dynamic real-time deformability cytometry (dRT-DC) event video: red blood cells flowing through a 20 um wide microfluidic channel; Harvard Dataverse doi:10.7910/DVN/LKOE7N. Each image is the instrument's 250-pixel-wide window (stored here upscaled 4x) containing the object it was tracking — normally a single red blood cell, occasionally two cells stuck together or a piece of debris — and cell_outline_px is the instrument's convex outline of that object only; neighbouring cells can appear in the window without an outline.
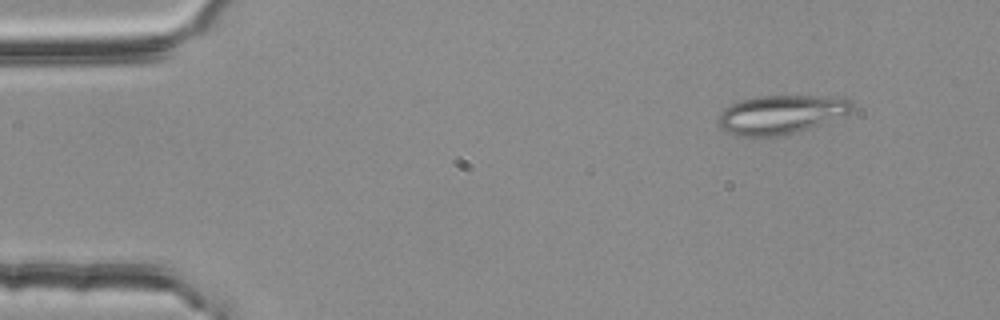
{"species": "common noctule bat (a hibernating species)", "species_latin": "Nyctalus noctula", "temperature_condition": "room temperature", "stored_images_in_passage": 51, "camera_frame_rate_fps": 3000, "um_per_image_px": 0.085, "animal": {"sex": "female", "body_mass_g": 25.1}, "frame": {"image": 1, "passage_image": 1, "time_ms": 0.0, "image_size_px": [1000, 320], "cell_outline_px": [[852, 108], [848, 112], [820, 124], [808, 128], [776, 136], [740, 136], [724, 128], [716, 120], [720, 112], [724, 108], [732, 104], [744, 100], [764, 96], [828, 96], [852, 100]], "centroid_in_image_um": [66.36, 9.71], "position_along_channel_um": 18.6, "area_um2": 29.25}}
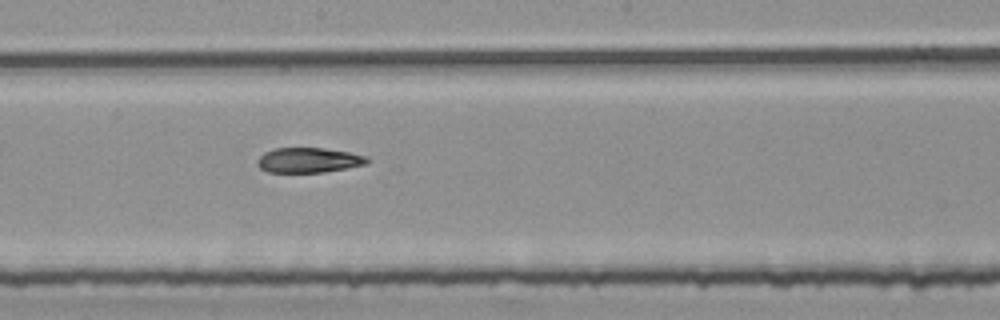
{"frame": {"image": 2, "passage_image": 25, "time_ms": 8.0, "image_size_px": [1000, 320], "cell_outline_px": [[368, 164], [324, 172], [268, 172], [260, 168], [256, 164], [256, 160], [264, 152], [276, 148], [324, 148], [348, 152], [368, 156]], "centroid_in_image_um": [26.22, 13.61], "position_along_channel_um": 222.0, "area_um2": 16.01}}
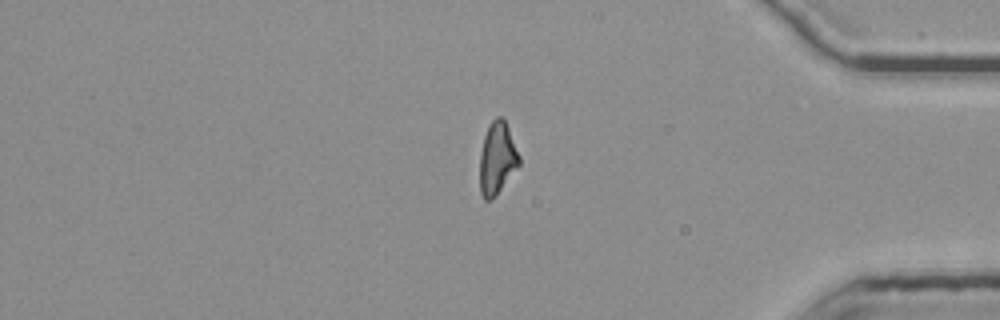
{"frame": {"image": 3, "passage_image": 41, "time_ms": 13.333, "image_size_px": [1000, 320], "cell_outline_px": [[520, 164], [496, 196], [492, 200], [484, 200], [480, 192], [480, 152], [484, 136], [492, 120], [496, 116], [504, 116], [520, 156]], "centroid_in_image_um": [42.27, 13.45], "position_along_channel_um": 392.9, "area_um2": 16.76}}